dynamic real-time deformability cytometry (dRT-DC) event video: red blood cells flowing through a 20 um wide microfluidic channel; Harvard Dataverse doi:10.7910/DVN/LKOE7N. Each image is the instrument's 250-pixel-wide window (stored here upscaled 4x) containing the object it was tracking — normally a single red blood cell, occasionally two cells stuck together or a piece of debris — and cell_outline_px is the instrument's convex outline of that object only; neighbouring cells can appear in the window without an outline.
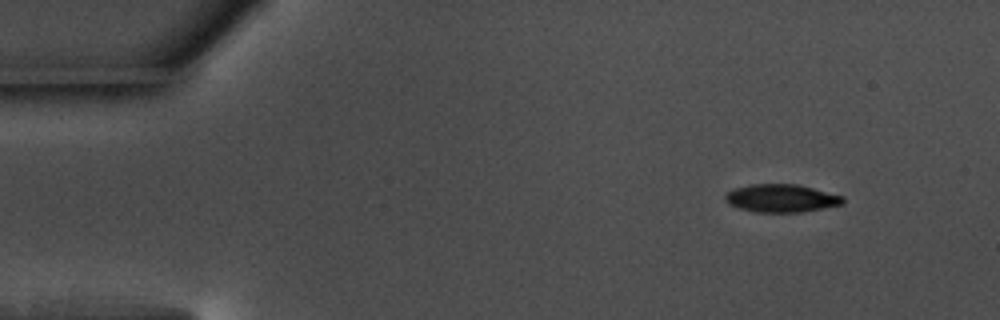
{"species": "common noctule bat (a hibernating species)", "species_latin": "Nyctalus noctula", "temperature_condition": "warm", "stored_images_in_passage": 50, "camera_frame_rate_fps": 3000, "um_per_image_px": 0.085, "animal": {"sex": "male", "body_mass_g": 17.5, "forearm_length_mm": 52.3}, "frame": {"image": 1, "passage_image": 1, "time_ms": 0.0, "image_size_px": [1000, 320], "cell_outline_px": [[844, 204], [800, 212], [756, 212], [740, 208], [728, 204], [724, 200], [724, 196], [728, 192], [736, 188], [752, 184], [796, 184], [844, 196]], "centroid_in_image_um": [66.41, 16.85], "position_along_channel_um": 18.6, "area_um2": 19.02}}
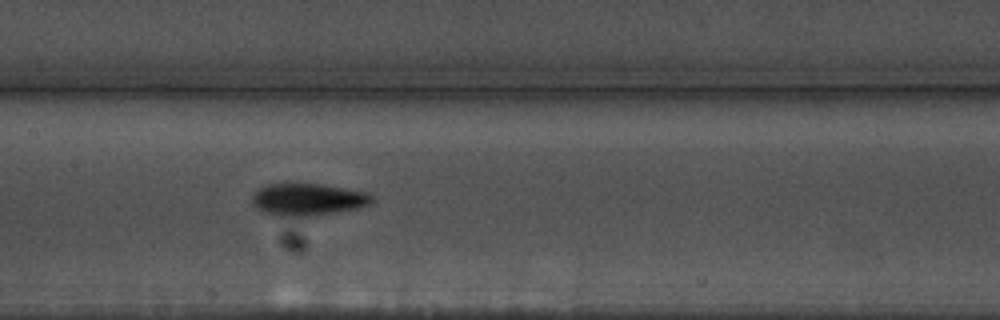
{"frame": {"image": 2, "passage_image": 22, "time_ms": 7.0, "image_size_px": [1000, 320], "cell_outline_px": [[372, 200], [368, 204], [356, 208], [308, 216], [272, 216], [256, 208], [252, 200], [252, 196], [260, 188], [268, 184], [320, 184], [368, 192], [372, 196]], "centroid_in_image_um": [26.12, 16.95], "position_along_channel_um": 181.3, "area_um2": 22.02}}
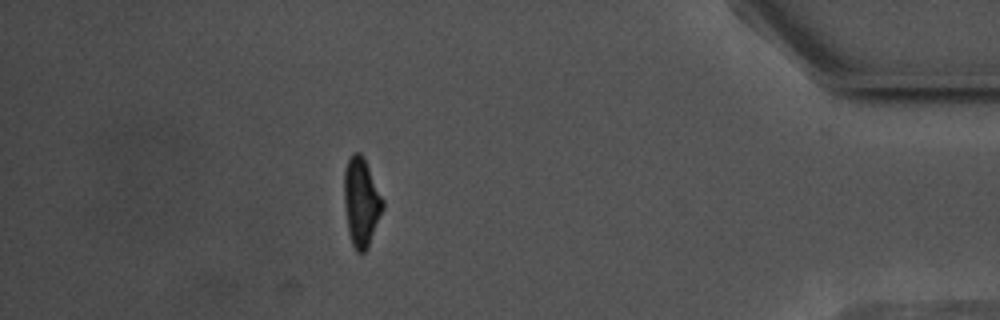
{"frame": {"image": 3, "passage_image": 44, "time_ms": 14.333, "image_size_px": [1000, 320], "cell_outline_px": [[384, 208], [368, 248], [364, 252], [356, 252], [352, 244], [348, 232], [344, 204], [344, 172], [348, 160], [352, 152], [360, 152], [364, 156], [384, 200]], "centroid_in_image_um": [30.71, 17.16], "position_along_channel_um": 404.5, "area_um2": 20.23}, "authors_computed_cell_mechanics": {"area_um2": 20.4034, "velocity_mm_per_s": 3.6803, "shape_relaxation_time_tau1_ms": 2.5073, "shape_relaxation_time_tau2_ms": 3.8404, "deformation_change_tau1": 0.1587, "deformation_change_tau2": 0.0941}}